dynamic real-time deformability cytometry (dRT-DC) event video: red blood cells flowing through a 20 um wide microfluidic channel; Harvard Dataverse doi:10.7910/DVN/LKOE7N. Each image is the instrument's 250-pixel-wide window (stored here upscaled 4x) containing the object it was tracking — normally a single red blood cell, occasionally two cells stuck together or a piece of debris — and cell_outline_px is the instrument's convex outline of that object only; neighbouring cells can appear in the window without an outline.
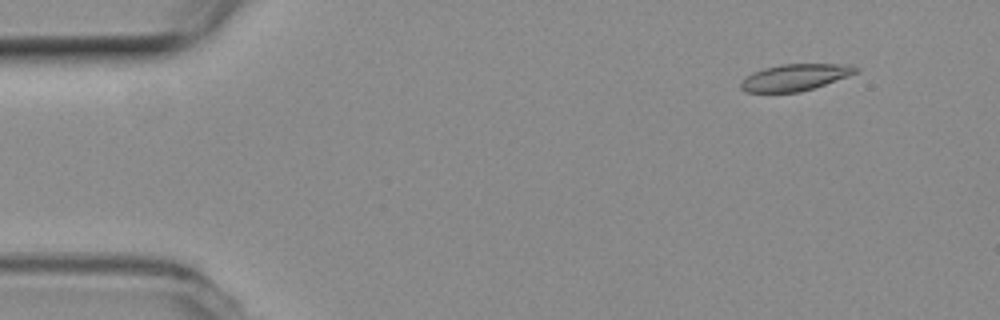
{"species": "common noctule bat (a hibernating species)", "species_latin": "Nyctalus noctula", "temperature_condition": "room temperature", "stored_images_in_passage": 55, "camera_frame_rate_fps": 3000, "um_per_image_px": 0.085, "animal": {"sex": "female", "body_mass_g": 19.3, "forearm_length_mm": 54.1}, "frame": {"image": 1, "passage_image": 6, "time_ms": 1.667, "image_size_px": [1000, 320], "cell_outline_px": [[860, 72], [800, 92], [748, 92], [740, 88], [740, 84], [744, 76], [752, 72], [764, 68], [780, 64], [848, 64], [860, 68]], "centroid_in_image_um": [67.57, 6.56], "position_along_channel_um": 17.4, "area_um2": 17.86}}
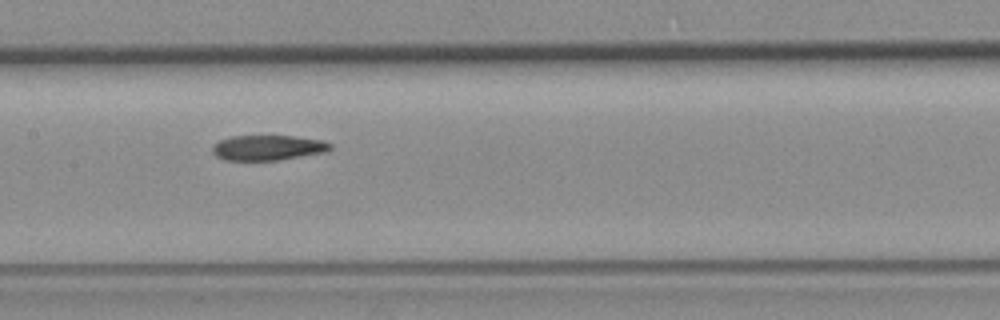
{"frame": {"image": 2, "passage_image": 27, "time_ms": 8.667, "image_size_px": [1000, 320], "cell_outline_px": [[332, 148], [328, 152], [280, 160], [224, 160], [216, 156], [212, 152], [212, 144], [220, 140], [232, 136], [292, 136], [324, 140], [332, 144]], "centroid_in_image_um": [22.8, 12.56], "position_along_channel_um": 184.6, "area_um2": 17.51}}
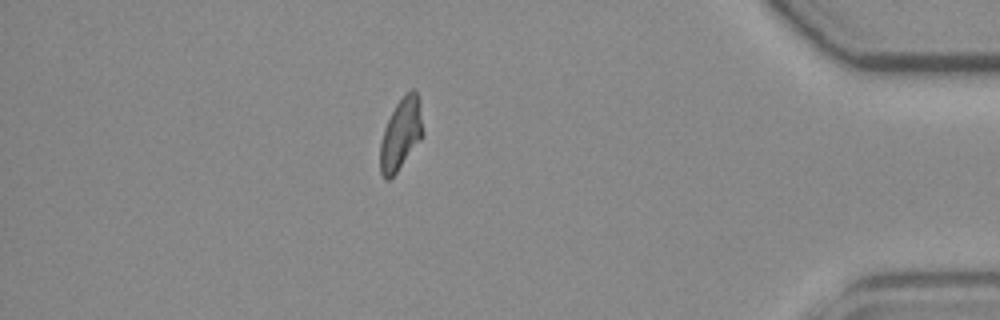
{"frame": {"image": 3, "passage_image": 48, "time_ms": 15.667, "image_size_px": [1000, 320], "cell_outline_px": [[424, 132], [420, 140], [396, 172], [388, 180], [384, 180], [380, 172], [380, 144], [384, 128], [396, 104], [404, 92], [412, 88], [416, 92], [420, 100]], "centroid_in_image_um": [34.08, 11.35], "position_along_channel_um": 401.1, "area_um2": 17.86}, "authors_computed_cell_mechanics": {"area_um2": 18.1492, "velocity_mm_per_s": 3.7461, "shape_relaxation_time_tau1_ms": null, "shape_relaxation_time_tau2_ms": 9.0223, "deformation_change_tau1": null, "deformation_change_tau2": 0.1658}}